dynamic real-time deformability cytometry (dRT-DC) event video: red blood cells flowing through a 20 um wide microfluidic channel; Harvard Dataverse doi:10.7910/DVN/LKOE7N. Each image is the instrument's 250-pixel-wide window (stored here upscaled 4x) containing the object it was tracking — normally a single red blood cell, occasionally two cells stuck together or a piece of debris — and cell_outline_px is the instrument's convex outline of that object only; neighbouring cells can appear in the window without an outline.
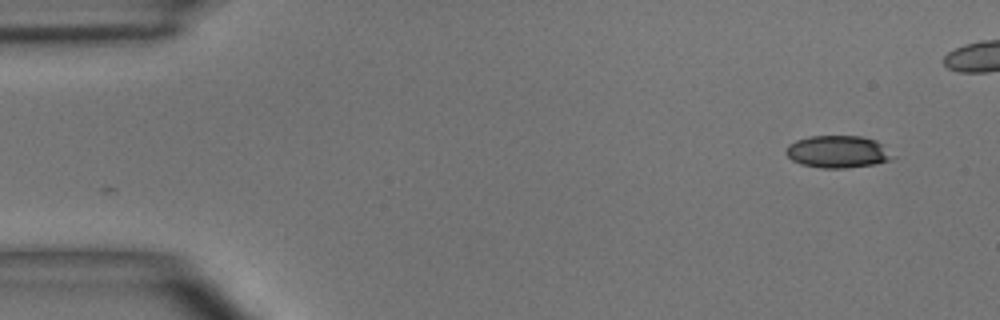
{"species": "common noctule bat (a hibernating species)", "species_latin": "Nyctalus noctula", "temperature_condition": "room temperature", "stored_images_in_passage": 5, "camera_frame_rate_fps": 3000, "um_per_image_px": 0.085, "animal": {"sex": "male", "body_mass_g": 15.6}, "frame": {"image": 1, "passage_image": 1, "time_ms": 0.0, "image_size_px": [1000, 320], "cell_outline_px": [[896, 156], [888, 160], [872, 164], [844, 168], [820, 168], [800, 164], [792, 160], [784, 152], [784, 148], [788, 144], [796, 140], [808, 136], [860, 136], [876, 140], [884, 144]], "centroid_in_image_um": [71.19, 12.89], "position_along_channel_um": 13.8, "area_um2": 20.29}}
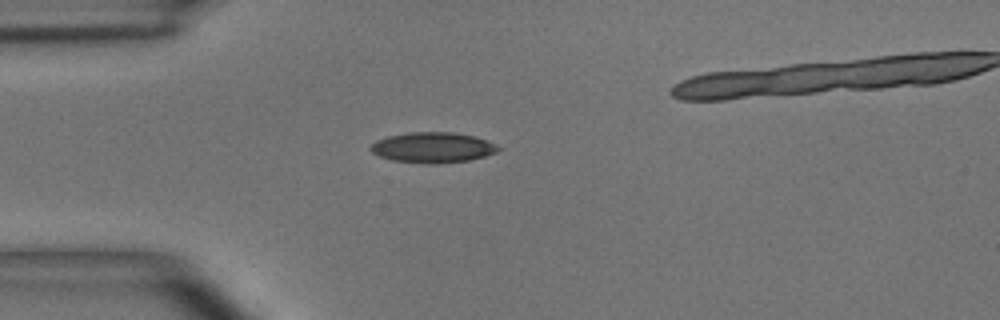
{"frame": {"image": 2, "passage_image": 4, "time_ms": 3.333, "image_size_px": [1000, 320], "cell_outline_px": [[504, 148], [496, 152], [484, 156], [468, 160], [432, 164], [424, 164], [392, 160], [380, 156], [372, 152], [368, 148], [376, 140], [388, 136], [408, 132], [452, 132], [476, 136], [488, 140]], "centroid_in_image_um": [36.8, 12.53], "position_along_channel_um": 48.2, "area_um2": 22.83}}